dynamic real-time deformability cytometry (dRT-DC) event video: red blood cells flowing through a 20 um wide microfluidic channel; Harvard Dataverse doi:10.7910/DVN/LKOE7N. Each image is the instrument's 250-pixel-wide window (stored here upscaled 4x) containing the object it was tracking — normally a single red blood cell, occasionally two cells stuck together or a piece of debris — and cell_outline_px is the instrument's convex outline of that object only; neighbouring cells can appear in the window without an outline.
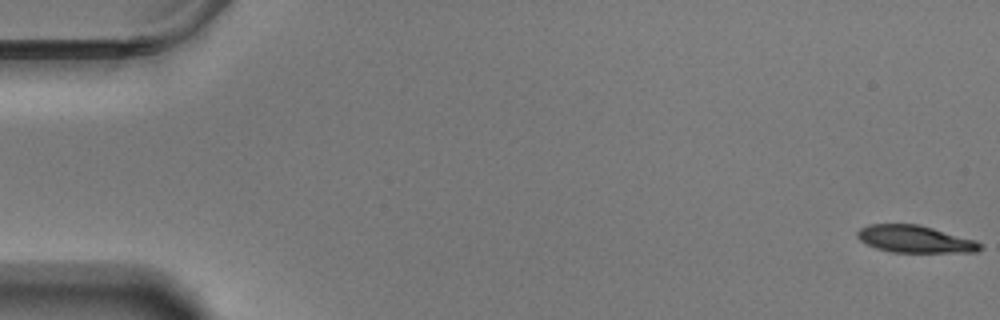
{"species": "Egyptian fruit bat (a non-hibernating species)", "species_latin": "Rousettus aegyptiacus", "temperature_condition": "warm", "stored_images_in_passage": 58, "camera_frame_rate_fps": 3000, "um_per_image_px": 0.085, "animal": {"sex": "male"}, "frame": {"image": 1, "passage_image": 1, "time_ms": 0.0, "image_size_px": [1000, 320], "cell_outline_px": [[980, 248], [976, 252], [892, 252], [876, 248], [860, 240], [856, 236], [856, 232], [860, 228], [868, 224], [920, 224], [976, 240], [980, 244]], "centroid_in_image_um": [77.75, 20.31], "position_along_channel_um": 7.3, "area_um2": 19.42}}
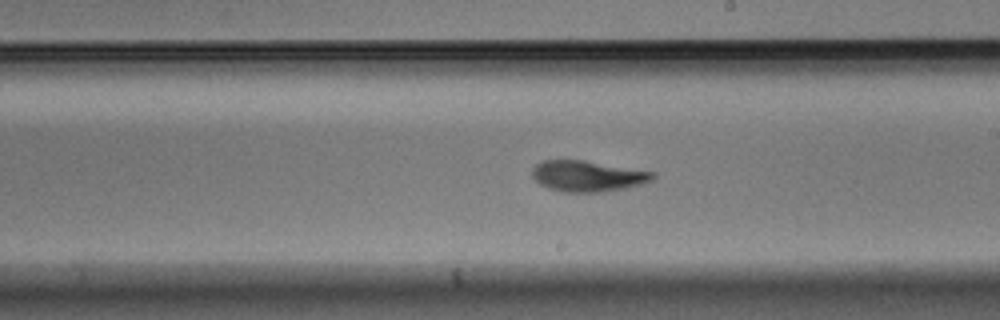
{"frame": {"image": 2, "passage_image": 34, "time_ms": 11.0, "image_size_px": [1000, 320], "cell_outline_px": [[656, 176], [652, 180], [628, 188], [600, 192], [560, 192], [548, 188], [540, 184], [532, 176], [532, 168], [540, 160], [584, 160], [656, 172]], "centroid_in_image_um": [49.95, 14.96], "position_along_channel_um": 239.1, "area_um2": 21.91}}
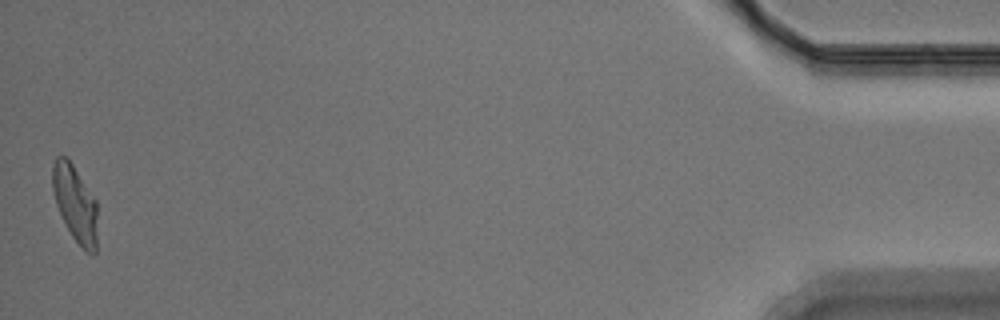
{"frame": {"image": 3, "passage_image": 58, "time_ms": 19.0, "image_size_px": [1000, 320], "cell_outline_px": [[96, 252], [88, 252], [72, 236], [56, 204], [52, 188], [52, 164], [56, 156], [68, 156], [96, 200]], "centroid_in_image_um": [6.36, 17.2], "position_along_channel_um": 428.8, "area_um2": 19.71}, "authors_computed_cell_mechanics": {"area_um2": 21.0681, "velocity_mm_per_s": 3.4971, "shape_relaxation_time_tau1_ms": 5.8989, "shape_relaxation_time_tau2_ms": 2.07, "deformation_change_tau1": 0.2258, "deformation_change_tau2": 0.0814}}